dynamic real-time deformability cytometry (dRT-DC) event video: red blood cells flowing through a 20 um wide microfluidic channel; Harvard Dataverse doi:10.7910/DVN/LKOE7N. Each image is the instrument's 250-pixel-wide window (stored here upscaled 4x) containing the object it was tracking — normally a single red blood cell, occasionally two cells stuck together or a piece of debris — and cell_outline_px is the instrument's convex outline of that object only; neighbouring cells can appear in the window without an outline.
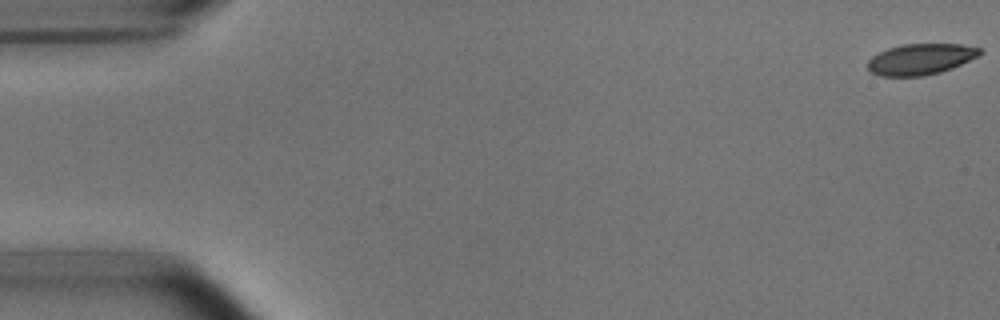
{"species": "common noctule bat (a hibernating species)", "species_latin": "Nyctalus noctula", "temperature_condition": "room temperature", "stored_images_in_passage": 53, "camera_frame_rate_fps": 3000, "um_per_image_px": 0.085, "animal": {"sex": "male", "body_mass_g": 15.6}, "frame": {"image": 1, "passage_image": 1, "time_ms": 0.0, "image_size_px": [1000, 320], "cell_outline_px": [[980, 56], [952, 68], [940, 72], [924, 76], [880, 76], [872, 72], [868, 68], [868, 60], [872, 56], [888, 48], [904, 44], [960, 44], [980, 48]], "centroid_in_image_um": [78.26, 5.03], "position_along_channel_um": 6.7, "area_um2": 20.17}}
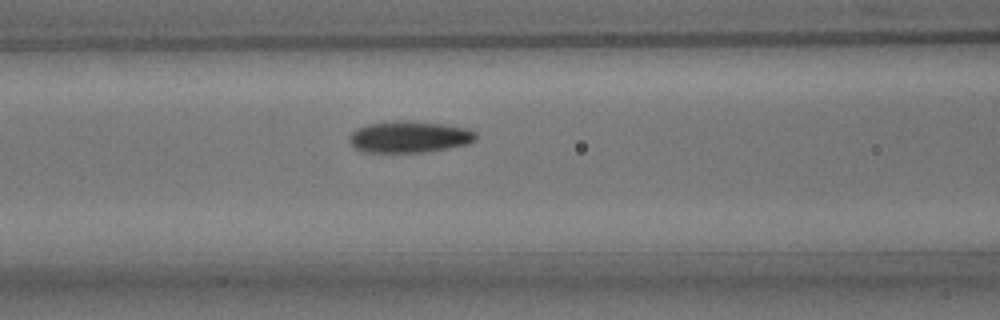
{"frame": {"image": 2, "passage_image": 22, "time_ms": 7.0, "image_size_px": [1000, 320], "cell_outline_px": [[476, 140], [468, 144], [448, 148], [420, 152], [364, 152], [356, 148], [352, 144], [348, 136], [356, 128], [368, 124], [396, 120], [404, 120], [444, 124], [468, 128], [476, 132]], "centroid_in_image_um": [34.8, 11.62], "position_along_channel_um": 131.8, "area_um2": 23.29}}
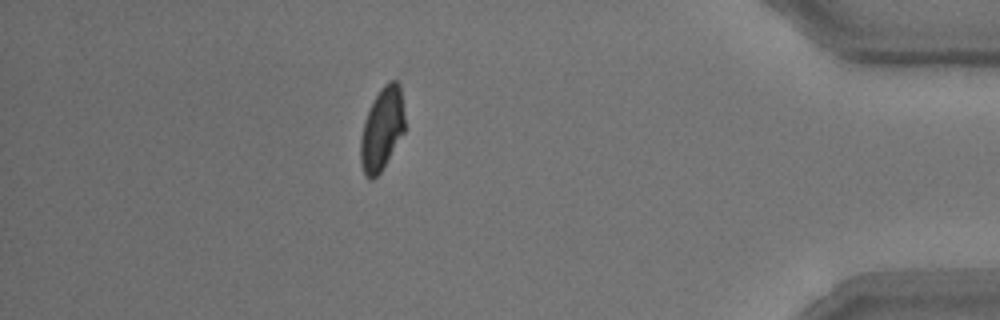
{"frame": {"image": 3, "passage_image": 47, "time_ms": 15.333, "image_size_px": [1000, 320], "cell_outline_px": [[404, 132], [380, 172], [372, 180], [364, 176], [360, 160], [360, 136], [364, 120], [380, 88], [388, 80], [396, 76], [400, 84], [404, 116]], "centroid_in_image_um": [32.46, 10.92], "position_along_channel_um": 402.7, "area_um2": 21.39}, "authors_computed_cell_mechanics": {"area_um2": 22.253, "velocity_mm_per_s": 3.7773, "shape_relaxation_time_tau1_ms": 3.4518, "shape_relaxation_time_tau2_ms": 1.9564, "deformation_change_tau1": 0.1249, "deformation_change_tau2": 0.0735}}